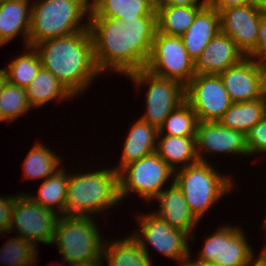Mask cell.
<instances>
[{
    "label": "cell",
    "instance_id": "obj_26",
    "mask_svg": "<svg viewBox=\"0 0 266 266\" xmlns=\"http://www.w3.org/2000/svg\"><path fill=\"white\" fill-rule=\"evenodd\" d=\"M266 115V100L263 96L248 102L232 103L218 122L230 129L243 132L245 135Z\"/></svg>",
    "mask_w": 266,
    "mask_h": 266
},
{
    "label": "cell",
    "instance_id": "obj_3",
    "mask_svg": "<svg viewBox=\"0 0 266 266\" xmlns=\"http://www.w3.org/2000/svg\"><path fill=\"white\" fill-rule=\"evenodd\" d=\"M107 168L68 173L65 215L92 217L121 203L119 172Z\"/></svg>",
    "mask_w": 266,
    "mask_h": 266
},
{
    "label": "cell",
    "instance_id": "obj_20",
    "mask_svg": "<svg viewBox=\"0 0 266 266\" xmlns=\"http://www.w3.org/2000/svg\"><path fill=\"white\" fill-rule=\"evenodd\" d=\"M32 0H0V47L20 33L28 46Z\"/></svg>",
    "mask_w": 266,
    "mask_h": 266
},
{
    "label": "cell",
    "instance_id": "obj_8",
    "mask_svg": "<svg viewBox=\"0 0 266 266\" xmlns=\"http://www.w3.org/2000/svg\"><path fill=\"white\" fill-rule=\"evenodd\" d=\"M126 77L135 89L147 86L144 115L140 119L159 129L170 113L185 101V87L173 79L155 76L145 69Z\"/></svg>",
    "mask_w": 266,
    "mask_h": 266
},
{
    "label": "cell",
    "instance_id": "obj_13",
    "mask_svg": "<svg viewBox=\"0 0 266 266\" xmlns=\"http://www.w3.org/2000/svg\"><path fill=\"white\" fill-rule=\"evenodd\" d=\"M185 100L202 122L218 121L232 105L220 76L214 74H196L185 87Z\"/></svg>",
    "mask_w": 266,
    "mask_h": 266
},
{
    "label": "cell",
    "instance_id": "obj_19",
    "mask_svg": "<svg viewBox=\"0 0 266 266\" xmlns=\"http://www.w3.org/2000/svg\"><path fill=\"white\" fill-rule=\"evenodd\" d=\"M221 31L220 13L208 3L181 36L189 56L196 61L208 43Z\"/></svg>",
    "mask_w": 266,
    "mask_h": 266
},
{
    "label": "cell",
    "instance_id": "obj_4",
    "mask_svg": "<svg viewBox=\"0 0 266 266\" xmlns=\"http://www.w3.org/2000/svg\"><path fill=\"white\" fill-rule=\"evenodd\" d=\"M32 2L28 46L33 47L50 38L68 36L89 29L90 0Z\"/></svg>",
    "mask_w": 266,
    "mask_h": 266
},
{
    "label": "cell",
    "instance_id": "obj_46",
    "mask_svg": "<svg viewBox=\"0 0 266 266\" xmlns=\"http://www.w3.org/2000/svg\"><path fill=\"white\" fill-rule=\"evenodd\" d=\"M262 226H263V229L266 230V218H265L264 224Z\"/></svg>",
    "mask_w": 266,
    "mask_h": 266
},
{
    "label": "cell",
    "instance_id": "obj_35",
    "mask_svg": "<svg viewBox=\"0 0 266 266\" xmlns=\"http://www.w3.org/2000/svg\"><path fill=\"white\" fill-rule=\"evenodd\" d=\"M266 66V11L260 16L258 38L255 49L247 56Z\"/></svg>",
    "mask_w": 266,
    "mask_h": 266
},
{
    "label": "cell",
    "instance_id": "obj_45",
    "mask_svg": "<svg viewBox=\"0 0 266 266\" xmlns=\"http://www.w3.org/2000/svg\"><path fill=\"white\" fill-rule=\"evenodd\" d=\"M2 121H5V119H4V117L2 116L1 111H0V122H2Z\"/></svg>",
    "mask_w": 266,
    "mask_h": 266
},
{
    "label": "cell",
    "instance_id": "obj_7",
    "mask_svg": "<svg viewBox=\"0 0 266 266\" xmlns=\"http://www.w3.org/2000/svg\"><path fill=\"white\" fill-rule=\"evenodd\" d=\"M168 181L174 182V171L156 152L133 161L119 171L121 203L130 193L141 196L146 203L156 201L154 198L165 189Z\"/></svg>",
    "mask_w": 266,
    "mask_h": 266
},
{
    "label": "cell",
    "instance_id": "obj_31",
    "mask_svg": "<svg viewBox=\"0 0 266 266\" xmlns=\"http://www.w3.org/2000/svg\"><path fill=\"white\" fill-rule=\"evenodd\" d=\"M37 246L19 235L10 237L0 249L3 266H34L38 261Z\"/></svg>",
    "mask_w": 266,
    "mask_h": 266
},
{
    "label": "cell",
    "instance_id": "obj_15",
    "mask_svg": "<svg viewBox=\"0 0 266 266\" xmlns=\"http://www.w3.org/2000/svg\"><path fill=\"white\" fill-rule=\"evenodd\" d=\"M263 4H248L222 9L221 32L231 37L247 57L256 47Z\"/></svg>",
    "mask_w": 266,
    "mask_h": 266
},
{
    "label": "cell",
    "instance_id": "obj_47",
    "mask_svg": "<svg viewBox=\"0 0 266 266\" xmlns=\"http://www.w3.org/2000/svg\"><path fill=\"white\" fill-rule=\"evenodd\" d=\"M264 10L266 11V0L263 1Z\"/></svg>",
    "mask_w": 266,
    "mask_h": 266
},
{
    "label": "cell",
    "instance_id": "obj_43",
    "mask_svg": "<svg viewBox=\"0 0 266 266\" xmlns=\"http://www.w3.org/2000/svg\"><path fill=\"white\" fill-rule=\"evenodd\" d=\"M266 245V244H265ZM261 252L266 256V246H264L261 250Z\"/></svg>",
    "mask_w": 266,
    "mask_h": 266
},
{
    "label": "cell",
    "instance_id": "obj_34",
    "mask_svg": "<svg viewBox=\"0 0 266 266\" xmlns=\"http://www.w3.org/2000/svg\"><path fill=\"white\" fill-rule=\"evenodd\" d=\"M246 145L249 157L266 153V115L246 133Z\"/></svg>",
    "mask_w": 266,
    "mask_h": 266
},
{
    "label": "cell",
    "instance_id": "obj_27",
    "mask_svg": "<svg viewBox=\"0 0 266 266\" xmlns=\"http://www.w3.org/2000/svg\"><path fill=\"white\" fill-rule=\"evenodd\" d=\"M64 169L66 168L62 166L53 175L42 180L36 195L27 193L36 203L60 216L65 215L68 185V175Z\"/></svg>",
    "mask_w": 266,
    "mask_h": 266
},
{
    "label": "cell",
    "instance_id": "obj_25",
    "mask_svg": "<svg viewBox=\"0 0 266 266\" xmlns=\"http://www.w3.org/2000/svg\"><path fill=\"white\" fill-rule=\"evenodd\" d=\"M101 259L107 261L106 266H153L152 258L146 255L131 234L123 239H105Z\"/></svg>",
    "mask_w": 266,
    "mask_h": 266
},
{
    "label": "cell",
    "instance_id": "obj_2",
    "mask_svg": "<svg viewBox=\"0 0 266 266\" xmlns=\"http://www.w3.org/2000/svg\"><path fill=\"white\" fill-rule=\"evenodd\" d=\"M43 68L51 72L75 97L102 74L94 57L90 30L50 38L35 44Z\"/></svg>",
    "mask_w": 266,
    "mask_h": 266
},
{
    "label": "cell",
    "instance_id": "obj_1",
    "mask_svg": "<svg viewBox=\"0 0 266 266\" xmlns=\"http://www.w3.org/2000/svg\"><path fill=\"white\" fill-rule=\"evenodd\" d=\"M89 30L99 71L127 76L145 69L157 24L156 17H138L126 22L114 18H89Z\"/></svg>",
    "mask_w": 266,
    "mask_h": 266
},
{
    "label": "cell",
    "instance_id": "obj_18",
    "mask_svg": "<svg viewBox=\"0 0 266 266\" xmlns=\"http://www.w3.org/2000/svg\"><path fill=\"white\" fill-rule=\"evenodd\" d=\"M243 58L245 55L238 49L235 41L220 31L195 61V72L219 75Z\"/></svg>",
    "mask_w": 266,
    "mask_h": 266
},
{
    "label": "cell",
    "instance_id": "obj_39",
    "mask_svg": "<svg viewBox=\"0 0 266 266\" xmlns=\"http://www.w3.org/2000/svg\"><path fill=\"white\" fill-rule=\"evenodd\" d=\"M191 254L192 252H190L186 257H184L177 263H179L180 266H211V264L201 262L197 259H192Z\"/></svg>",
    "mask_w": 266,
    "mask_h": 266
},
{
    "label": "cell",
    "instance_id": "obj_32",
    "mask_svg": "<svg viewBox=\"0 0 266 266\" xmlns=\"http://www.w3.org/2000/svg\"><path fill=\"white\" fill-rule=\"evenodd\" d=\"M198 119L191 105L185 100L164 120L158 135L196 136Z\"/></svg>",
    "mask_w": 266,
    "mask_h": 266
},
{
    "label": "cell",
    "instance_id": "obj_9",
    "mask_svg": "<svg viewBox=\"0 0 266 266\" xmlns=\"http://www.w3.org/2000/svg\"><path fill=\"white\" fill-rule=\"evenodd\" d=\"M135 219L140 228L133 231L131 236L139 243L149 258L151 257L149 254L151 250L148 247L151 245L157 252L176 262H179L192 251L188 244L190 237L184 231L172 228L153 211L138 213Z\"/></svg>",
    "mask_w": 266,
    "mask_h": 266
},
{
    "label": "cell",
    "instance_id": "obj_11",
    "mask_svg": "<svg viewBox=\"0 0 266 266\" xmlns=\"http://www.w3.org/2000/svg\"><path fill=\"white\" fill-rule=\"evenodd\" d=\"M205 237L197 260L220 266H246L255 256L252 245L236 225H223Z\"/></svg>",
    "mask_w": 266,
    "mask_h": 266
},
{
    "label": "cell",
    "instance_id": "obj_28",
    "mask_svg": "<svg viewBox=\"0 0 266 266\" xmlns=\"http://www.w3.org/2000/svg\"><path fill=\"white\" fill-rule=\"evenodd\" d=\"M204 6H156L157 32L181 37Z\"/></svg>",
    "mask_w": 266,
    "mask_h": 266
},
{
    "label": "cell",
    "instance_id": "obj_6",
    "mask_svg": "<svg viewBox=\"0 0 266 266\" xmlns=\"http://www.w3.org/2000/svg\"><path fill=\"white\" fill-rule=\"evenodd\" d=\"M94 216L58 217L54 238L51 245L56 244L63 257V263H84L102 261V240L99 227Z\"/></svg>",
    "mask_w": 266,
    "mask_h": 266
},
{
    "label": "cell",
    "instance_id": "obj_10",
    "mask_svg": "<svg viewBox=\"0 0 266 266\" xmlns=\"http://www.w3.org/2000/svg\"><path fill=\"white\" fill-rule=\"evenodd\" d=\"M145 70L161 78L173 79L184 87L196 75L195 61L187 53L181 37L157 31Z\"/></svg>",
    "mask_w": 266,
    "mask_h": 266
},
{
    "label": "cell",
    "instance_id": "obj_40",
    "mask_svg": "<svg viewBox=\"0 0 266 266\" xmlns=\"http://www.w3.org/2000/svg\"><path fill=\"white\" fill-rule=\"evenodd\" d=\"M258 254L259 255H255L246 266H266V256L262 252Z\"/></svg>",
    "mask_w": 266,
    "mask_h": 266
},
{
    "label": "cell",
    "instance_id": "obj_22",
    "mask_svg": "<svg viewBox=\"0 0 266 266\" xmlns=\"http://www.w3.org/2000/svg\"><path fill=\"white\" fill-rule=\"evenodd\" d=\"M89 18H114L126 22L156 17V0H90Z\"/></svg>",
    "mask_w": 266,
    "mask_h": 266
},
{
    "label": "cell",
    "instance_id": "obj_16",
    "mask_svg": "<svg viewBox=\"0 0 266 266\" xmlns=\"http://www.w3.org/2000/svg\"><path fill=\"white\" fill-rule=\"evenodd\" d=\"M195 143L197 157L201 162H208L207 158L204 157L206 152L213 156L214 154H219V156L222 154L249 156L246 135L241 131L227 128L218 121H198Z\"/></svg>",
    "mask_w": 266,
    "mask_h": 266
},
{
    "label": "cell",
    "instance_id": "obj_41",
    "mask_svg": "<svg viewBox=\"0 0 266 266\" xmlns=\"http://www.w3.org/2000/svg\"><path fill=\"white\" fill-rule=\"evenodd\" d=\"M66 266H104L103 261H91V262H84V263H67Z\"/></svg>",
    "mask_w": 266,
    "mask_h": 266
},
{
    "label": "cell",
    "instance_id": "obj_42",
    "mask_svg": "<svg viewBox=\"0 0 266 266\" xmlns=\"http://www.w3.org/2000/svg\"><path fill=\"white\" fill-rule=\"evenodd\" d=\"M6 81H7V77H6L5 70L4 68H1L0 69V93Z\"/></svg>",
    "mask_w": 266,
    "mask_h": 266
},
{
    "label": "cell",
    "instance_id": "obj_24",
    "mask_svg": "<svg viewBox=\"0 0 266 266\" xmlns=\"http://www.w3.org/2000/svg\"><path fill=\"white\" fill-rule=\"evenodd\" d=\"M27 99L32 108L44 107L49 101L58 103L75 97L47 69L41 67L26 88ZM44 105V106H43Z\"/></svg>",
    "mask_w": 266,
    "mask_h": 266
},
{
    "label": "cell",
    "instance_id": "obj_29",
    "mask_svg": "<svg viewBox=\"0 0 266 266\" xmlns=\"http://www.w3.org/2000/svg\"><path fill=\"white\" fill-rule=\"evenodd\" d=\"M62 157L41 142H35L23 164L24 179L45 180L59 170Z\"/></svg>",
    "mask_w": 266,
    "mask_h": 266
},
{
    "label": "cell",
    "instance_id": "obj_36",
    "mask_svg": "<svg viewBox=\"0 0 266 266\" xmlns=\"http://www.w3.org/2000/svg\"><path fill=\"white\" fill-rule=\"evenodd\" d=\"M15 198L16 194L14 196H0V234L8 233L12 220Z\"/></svg>",
    "mask_w": 266,
    "mask_h": 266
},
{
    "label": "cell",
    "instance_id": "obj_33",
    "mask_svg": "<svg viewBox=\"0 0 266 266\" xmlns=\"http://www.w3.org/2000/svg\"><path fill=\"white\" fill-rule=\"evenodd\" d=\"M30 110L32 107L27 99L26 88L6 81L0 93V111L5 122L10 124Z\"/></svg>",
    "mask_w": 266,
    "mask_h": 266
},
{
    "label": "cell",
    "instance_id": "obj_17",
    "mask_svg": "<svg viewBox=\"0 0 266 266\" xmlns=\"http://www.w3.org/2000/svg\"><path fill=\"white\" fill-rule=\"evenodd\" d=\"M159 209L154 213L167 222L172 228L184 231L191 242H195L193 232L200 222L191 212L189 205L184 198L182 190L175 182L165 188L156 198ZM192 232V233H191Z\"/></svg>",
    "mask_w": 266,
    "mask_h": 266
},
{
    "label": "cell",
    "instance_id": "obj_21",
    "mask_svg": "<svg viewBox=\"0 0 266 266\" xmlns=\"http://www.w3.org/2000/svg\"><path fill=\"white\" fill-rule=\"evenodd\" d=\"M158 129L138 118L130 125L124 139L120 163L112 166L119 172L127 164L156 152Z\"/></svg>",
    "mask_w": 266,
    "mask_h": 266
},
{
    "label": "cell",
    "instance_id": "obj_30",
    "mask_svg": "<svg viewBox=\"0 0 266 266\" xmlns=\"http://www.w3.org/2000/svg\"><path fill=\"white\" fill-rule=\"evenodd\" d=\"M22 55L16 56L4 67L7 81L27 88L42 67L40 57L34 47L26 46Z\"/></svg>",
    "mask_w": 266,
    "mask_h": 266
},
{
    "label": "cell",
    "instance_id": "obj_14",
    "mask_svg": "<svg viewBox=\"0 0 266 266\" xmlns=\"http://www.w3.org/2000/svg\"><path fill=\"white\" fill-rule=\"evenodd\" d=\"M232 103L260 99L264 96L266 66L250 57L219 74Z\"/></svg>",
    "mask_w": 266,
    "mask_h": 266
},
{
    "label": "cell",
    "instance_id": "obj_12",
    "mask_svg": "<svg viewBox=\"0 0 266 266\" xmlns=\"http://www.w3.org/2000/svg\"><path fill=\"white\" fill-rule=\"evenodd\" d=\"M59 216L36 203L27 192L16 193L8 234L16 229L17 235L36 246L38 243L51 245Z\"/></svg>",
    "mask_w": 266,
    "mask_h": 266
},
{
    "label": "cell",
    "instance_id": "obj_44",
    "mask_svg": "<svg viewBox=\"0 0 266 266\" xmlns=\"http://www.w3.org/2000/svg\"><path fill=\"white\" fill-rule=\"evenodd\" d=\"M264 97H265V100H266V80H265V87H264Z\"/></svg>",
    "mask_w": 266,
    "mask_h": 266
},
{
    "label": "cell",
    "instance_id": "obj_37",
    "mask_svg": "<svg viewBox=\"0 0 266 266\" xmlns=\"http://www.w3.org/2000/svg\"><path fill=\"white\" fill-rule=\"evenodd\" d=\"M264 0H207V3L220 12L222 9H227L235 6H244L248 4H263Z\"/></svg>",
    "mask_w": 266,
    "mask_h": 266
},
{
    "label": "cell",
    "instance_id": "obj_23",
    "mask_svg": "<svg viewBox=\"0 0 266 266\" xmlns=\"http://www.w3.org/2000/svg\"><path fill=\"white\" fill-rule=\"evenodd\" d=\"M196 136L158 135L156 153L175 172L197 163Z\"/></svg>",
    "mask_w": 266,
    "mask_h": 266
},
{
    "label": "cell",
    "instance_id": "obj_38",
    "mask_svg": "<svg viewBox=\"0 0 266 266\" xmlns=\"http://www.w3.org/2000/svg\"><path fill=\"white\" fill-rule=\"evenodd\" d=\"M207 0H156V6H205Z\"/></svg>",
    "mask_w": 266,
    "mask_h": 266
},
{
    "label": "cell",
    "instance_id": "obj_5",
    "mask_svg": "<svg viewBox=\"0 0 266 266\" xmlns=\"http://www.w3.org/2000/svg\"><path fill=\"white\" fill-rule=\"evenodd\" d=\"M213 166L210 160L198 161L174 172V182L199 221L220 198L236 187L231 175L220 173Z\"/></svg>",
    "mask_w": 266,
    "mask_h": 266
}]
</instances>
